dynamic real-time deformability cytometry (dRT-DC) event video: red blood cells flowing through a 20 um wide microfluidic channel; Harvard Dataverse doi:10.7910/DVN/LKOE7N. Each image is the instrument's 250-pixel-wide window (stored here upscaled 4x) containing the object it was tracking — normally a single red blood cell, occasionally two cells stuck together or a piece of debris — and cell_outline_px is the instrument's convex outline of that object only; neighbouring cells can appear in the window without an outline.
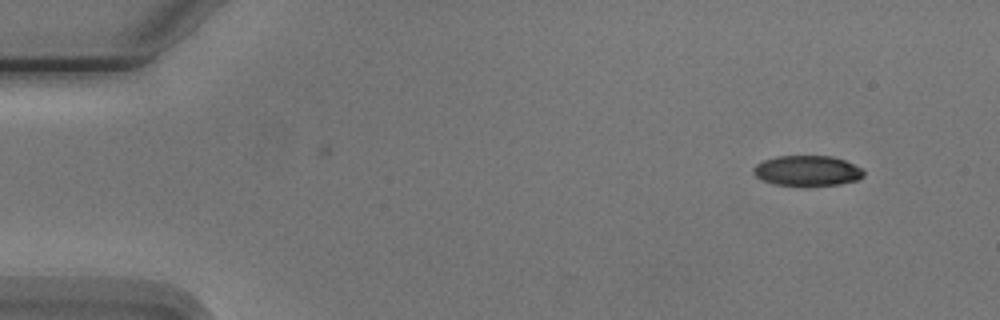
{"species": "Egyptian fruit bat (a non-hibernating species)", "species_latin": "Rousettus aegyptiacus", "temperature_condition": "cold", "stored_images_in_passage": 4, "camera_frame_rate_fps": 3000, "um_per_image_px": 0.085, "animal": {"sex": "male"}, "frame": {"image": 1, "passage_image": 1, "time_ms": 0.0, "image_size_px": [1000, 320], "cell_outline_px": [[864, 176], [856, 180], [840, 184], [776, 184], [764, 180], [756, 176], [752, 172], [752, 168], [756, 164], [764, 160], [776, 156], [832, 156], [844, 160], [860, 168], [864, 172]], "centroid_in_image_um": [68.6, 14.48], "position_along_channel_um": 16.4, "area_um2": 18.96}}